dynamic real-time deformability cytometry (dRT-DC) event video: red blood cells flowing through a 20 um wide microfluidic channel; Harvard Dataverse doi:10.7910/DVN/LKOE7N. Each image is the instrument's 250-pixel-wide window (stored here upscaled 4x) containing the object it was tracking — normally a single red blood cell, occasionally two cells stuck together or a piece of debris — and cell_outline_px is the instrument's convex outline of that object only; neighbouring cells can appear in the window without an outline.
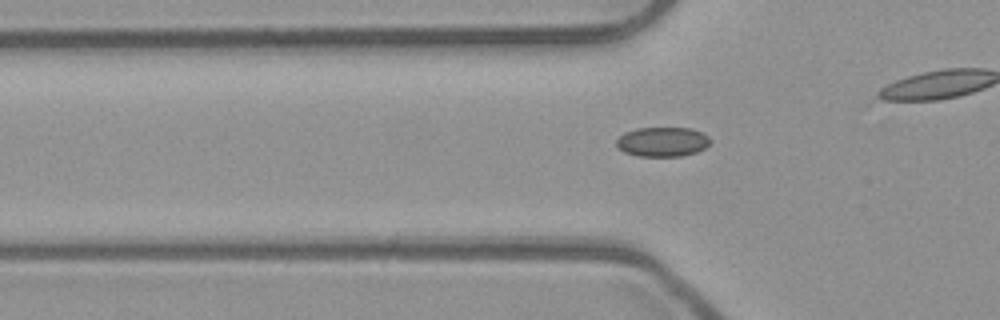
{"species": "common noctule bat (a hibernating species)", "species_latin": "Nyctalus noctula", "temperature_condition": "room temperature", "stored_images_in_passage": 38, "camera_frame_rate_fps": 3000, "um_per_image_px": 0.085, "animal": {"sex": "male", "body_mass_g": 23.1, "forearm_length_mm": 52.7}, "frame": {"image": 1, "passage_image": 13, "time_ms": 4.0, "image_size_px": [1000, 320], "cell_outline_px": [[712, 140], [704, 148], [696, 152], [680, 156], [640, 156], [624, 152], [616, 144], [616, 140], [624, 132], [636, 128], [692, 128], [708, 136]], "centroid_in_image_um": [56.31, 12.04], "position_along_channel_um": 69.5, "area_um2": 16.07}}
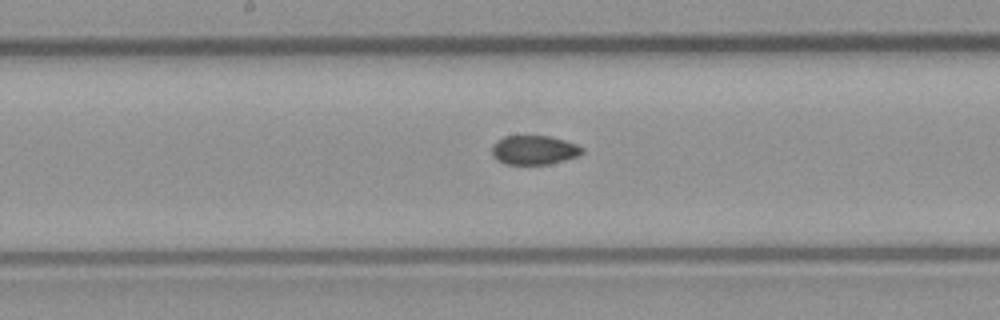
{"frame": {"image": 2, "passage_image": 23, "time_ms": 7.333, "image_size_px": [1000, 320], "cell_outline_px": [[584, 152], [576, 156], [564, 160], [548, 164], [504, 164], [496, 160], [492, 156], [492, 144], [496, 140], [504, 136], [548, 136], [564, 140], [576, 144], [584, 148]], "centroid_in_image_um": [45.35, 12.75], "position_along_channel_um": 202.8, "area_um2": 15.37}}
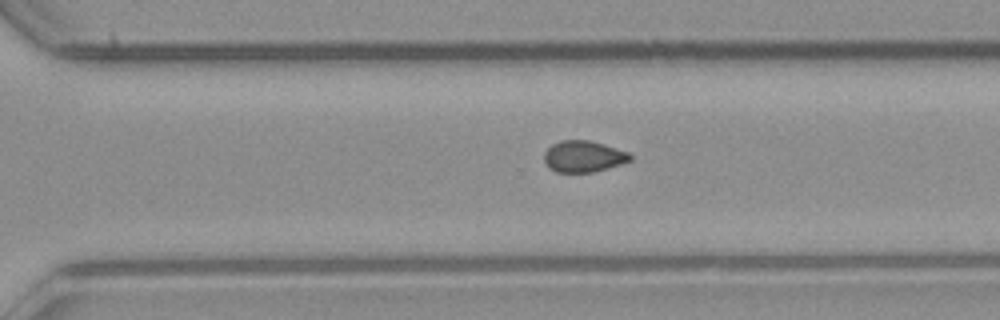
{"frame": {"image": 3, "passage_image": 32, "time_ms": 10.333, "image_size_px": [1000, 320], "cell_outline_px": [[632, 160], [620, 164], [592, 172], [556, 172], [548, 168], [544, 164], [544, 152], [552, 144], [560, 140], [588, 140], [604, 144], [628, 152], [632, 156]], "centroid_in_image_um": [49.56, 13.29], "position_along_channel_um": 321.0, "area_um2": 15.78}}